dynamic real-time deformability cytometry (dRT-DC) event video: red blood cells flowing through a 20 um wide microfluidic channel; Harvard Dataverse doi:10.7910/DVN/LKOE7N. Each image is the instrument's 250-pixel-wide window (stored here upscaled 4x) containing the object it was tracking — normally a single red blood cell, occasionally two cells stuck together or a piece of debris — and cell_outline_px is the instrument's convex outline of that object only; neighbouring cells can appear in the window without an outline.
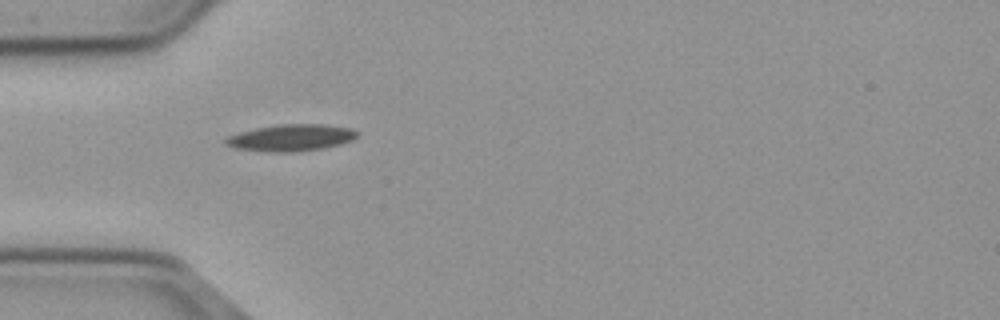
{"species": "common noctule bat (a hibernating species)", "species_latin": "Nyctalus noctula", "temperature_condition": "cold", "stored_images_in_passage": 7, "camera_frame_rate_fps": 3000, "um_per_image_px": 0.085, "animal": {"sex": "male", "body_mass_g": 23.1, "forearm_length_mm": 52.7}, "frame": {"image": 1, "passage_image": 1, "time_ms": 0.0, "image_size_px": [1000, 320], "cell_outline_px": [[360, 132], [352, 140], [340, 144], [324, 148], [296, 152], [268, 152], [236, 148], [224, 144], [224, 140], [228, 136], [240, 132], [256, 128], [276, 124], [324, 124], [352, 128]], "centroid_in_image_um": [24.75, 11.7], "position_along_channel_um": 60.2, "area_um2": 20.63}}
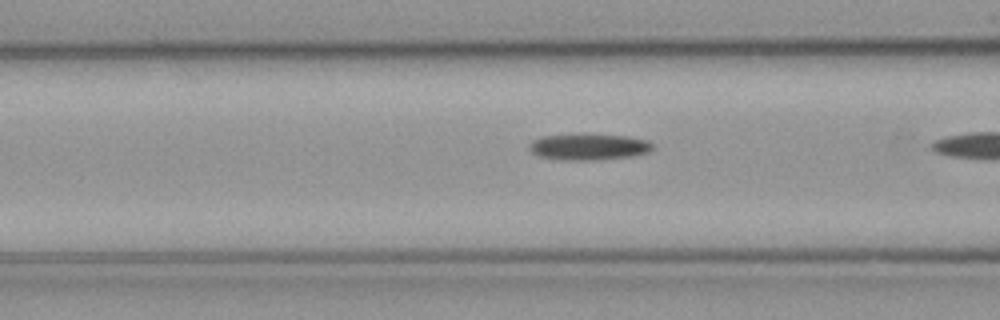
{"frame": {"image": 2, "passage_image": 3, "time_ms": 0.667, "image_size_px": [1000, 320], "cell_outline_px": [[652, 148], [648, 152], [632, 156], [588, 160], [560, 160], [540, 156], [532, 152], [528, 148], [528, 144], [532, 140], [544, 136], [580, 132], [584, 132], [628, 136], [648, 140], [652, 144]], "centroid_in_image_um": [50.0, 12.44], "position_along_channel_um": 116.6, "area_um2": 19.42}}